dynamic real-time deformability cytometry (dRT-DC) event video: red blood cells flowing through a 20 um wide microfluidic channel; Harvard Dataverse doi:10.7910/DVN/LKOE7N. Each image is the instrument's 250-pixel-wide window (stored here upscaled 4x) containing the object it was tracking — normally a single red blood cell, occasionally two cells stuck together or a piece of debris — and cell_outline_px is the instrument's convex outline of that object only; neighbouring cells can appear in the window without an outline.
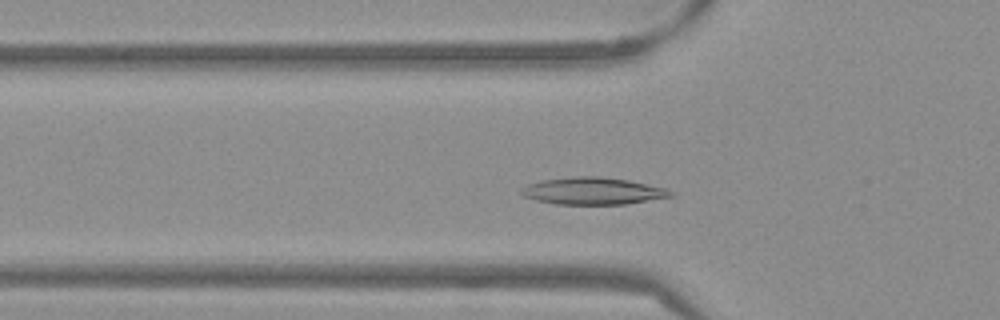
{"species": "Egyptian fruit bat (a non-hibernating species)", "species_latin": "Rousettus aegyptiacus", "temperature_condition": "warm", "stored_images_in_passage": 48, "camera_frame_rate_fps": 3000, "um_per_image_px": 0.085, "frame": {"image": 1, "passage_image": 12, "time_ms": 3.667, "image_size_px": [1000, 320], "cell_outline_px": [[676, 196], [624, 204], [556, 204], [536, 200], [524, 196], [520, 192], [520, 188], [528, 184], [540, 180], [572, 176], [600, 176], [628, 180], [668, 188], [676, 192]], "centroid_in_image_um": [50.44, 16.22], "position_along_channel_um": 75.4, "area_um2": 23.87}}
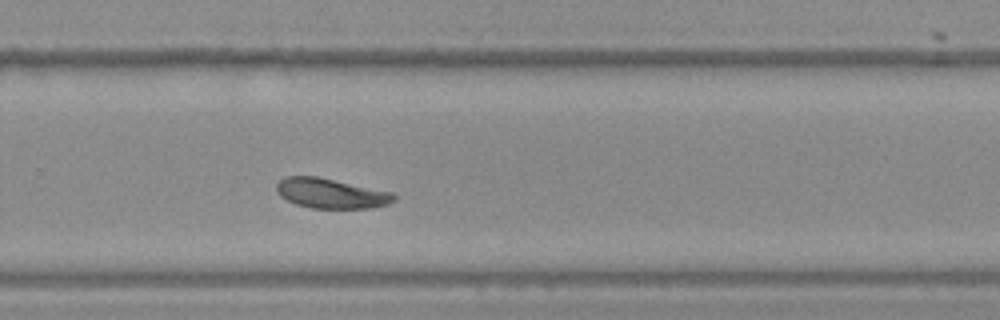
{"frame": {"image": 2, "passage_image": 30, "time_ms": 9.667, "image_size_px": [1000, 320], "cell_outline_px": [[396, 196], [388, 204], [372, 208], [312, 208], [296, 204], [280, 196], [276, 192], [276, 184], [284, 176], [316, 176], [392, 192]], "centroid_in_image_um": [28.09, 16.43], "position_along_channel_um": 301.7, "area_um2": 20.35}}
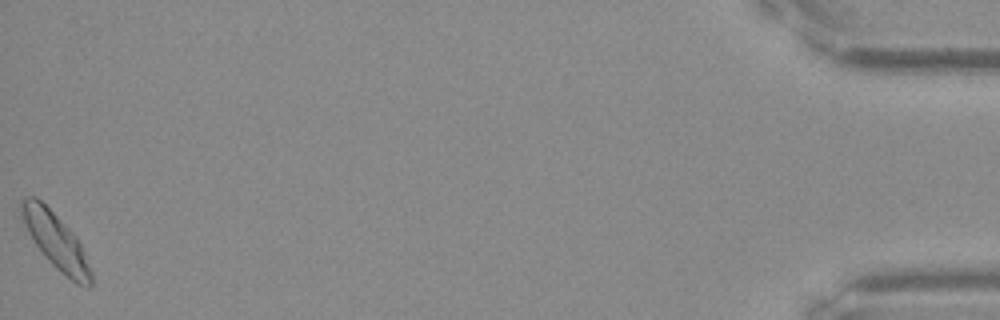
{"frame": {"image": 3, "passage_image": 48, "time_ms": 15.667, "image_size_px": [1000, 320], "cell_outline_px": [[92, 284], [88, 288], [76, 284], [56, 268], [44, 256], [32, 240], [20, 216], [20, 200], [28, 196], [36, 196], [76, 236], [84, 252], [92, 272]], "centroid_in_image_um": [4.73, 20.5], "position_along_channel_um": 430.5, "area_um2": 22.48}, "authors_computed_cell_mechanics": {"area_um2": 21.2704, "velocity_mm_per_s": 3.762, "shape_relaxation_time_tau1_ms": 2.9344, "shape_relaxation_time_tau2_ms": null, "deformation_change_tau1": 0.0909, "deformation_change_tau2": null}}